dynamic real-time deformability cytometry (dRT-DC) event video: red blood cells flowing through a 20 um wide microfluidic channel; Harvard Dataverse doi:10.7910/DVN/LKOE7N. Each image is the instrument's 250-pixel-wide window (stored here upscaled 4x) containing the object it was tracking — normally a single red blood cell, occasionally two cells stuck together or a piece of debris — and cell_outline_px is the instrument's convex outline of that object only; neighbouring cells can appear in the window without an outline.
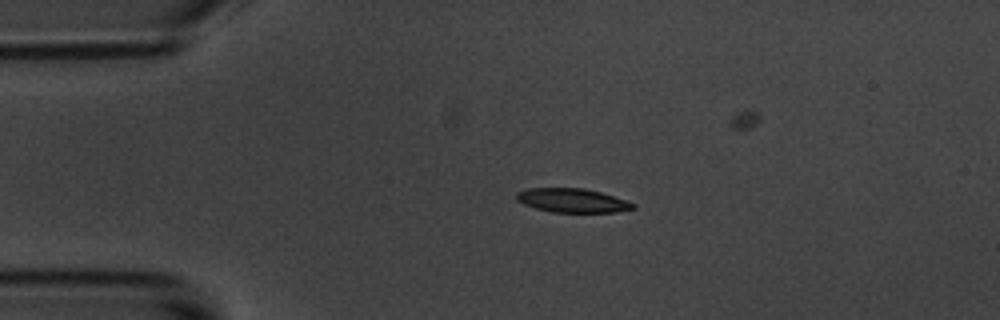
{"species": "common noctule bat (a hibernating species)", "species_latin": "Nyctalus noctula", "temperature_condition": "room temperature", "stored_images_in_passage": 5, "camera_frame_rate_fps": 3000, "um_per_image_px": 0.085, "animal": {"sex": "male", "body_mass_g": 20.1, "forearm_length_mm": 53.5}, "frame": {"image": 1, "passage_image": 4, "time_ms": 3.333, "image_size_px": [1000, 320], "cell_outline_px": [[636, 208], [616, 212], [552, 212], [536, 208], [524, 204], [516, 200], [516, 192], [528, 188], [584, 188], [600, 192], [636, 204]], "centroid_in_image_um": [48.62, 17.04], "position_along_channel_um": 36.4, "area_um2": 16.18}}